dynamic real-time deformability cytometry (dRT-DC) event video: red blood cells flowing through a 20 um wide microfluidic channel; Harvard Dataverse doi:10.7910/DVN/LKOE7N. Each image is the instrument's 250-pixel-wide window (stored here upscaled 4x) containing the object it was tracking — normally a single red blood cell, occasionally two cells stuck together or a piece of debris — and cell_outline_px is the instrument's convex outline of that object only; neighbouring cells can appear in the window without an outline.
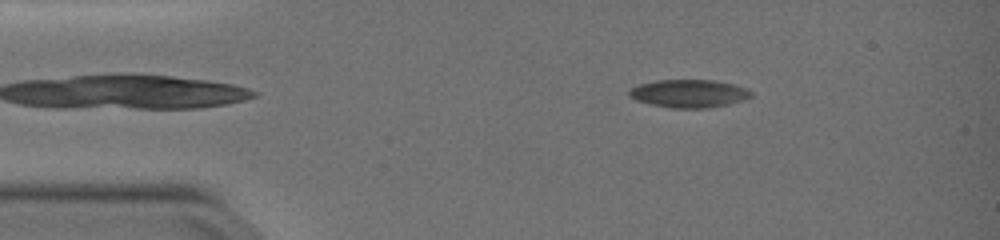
{"species": "common noctule bat (a hibernating species)", "species_latin": "Nyctalus noctula", "temperature_condition": "warm", "stored_images_in_passage": 49, "camera_frame_rate_fps": 3000, "um_per_image_px": 0.085, "animal": {"sex": "female", "body_mass_g": 19.0, "forearm_length_mm": 51.5}, "frame": {"image": 1, "passage_image": 6, "time_ms": 1.667, "image_size_px": [1000, 240], "cell_outline_px": [[752, 96], [744, 100], [728, 104], [704, 108], [672, 108], [648, 104], [636, 100], [628, 96], [628, 92], [632, 88], [640, 84], [656, 80], [712, 80], [732, 84], [748, 88], [752, 92]], "centroid_in_image_um": [58.56, 7.95], "position_along_channel_um": 26.4, "area_um2": 19.88}}
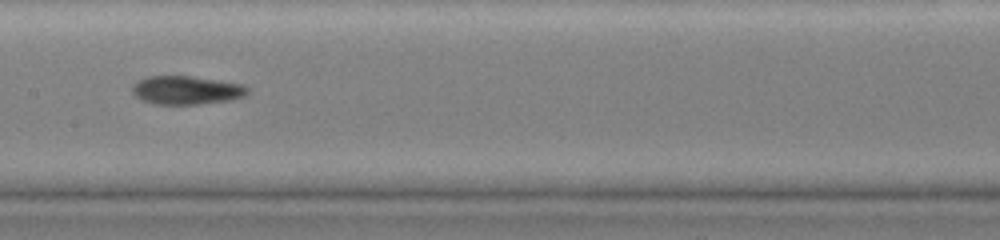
{"frame": {"image": 2, "passage_image": 24, "time_ms": 7.667, "image_size_px": [1000, 240], "cell_outline_px": [[248, 92], [244, 96], [232, 100], [200, 104], [156, 104], [144, 100], [136, 96], [132, 92], [132, 84], [136, 80], [148, 76], [192, 76], [244, 84], [248, 88]], "centroid_in_image_um": [15.85, 7.65], "position_along_channel_um": 191.6, "area_um2": 19.25}}
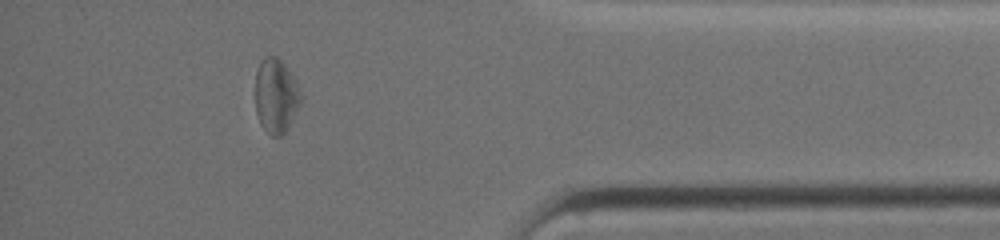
{"frame": {"image": 3, "passage_image": 43, "time_ms": 14.0, "image_size_px": [1000, 240], "cell_outline_px": [[304, 96], [288, 128], [280, 136], [272, 136], [260, 124], [256, 112], [256, 72], [260, 60], [264, 56], [276, 56], [284, 64], [292, 76]], "centroid_in_image_um": [23.46, 8.14], "position_along_channel_um": 411.7, "area_um2": 19.71}, "authors_computed_cell_mechanics": {"area_um2": 19.5942, "velocity_mm_per_s": 3.7786, "shape_relaxation_time_tau1_ms": null, "shape_relaxation_time_tau2_ms": 4.4353, "deformation_change_tau1": null, "deformation_change_tau2": 0.1163}}